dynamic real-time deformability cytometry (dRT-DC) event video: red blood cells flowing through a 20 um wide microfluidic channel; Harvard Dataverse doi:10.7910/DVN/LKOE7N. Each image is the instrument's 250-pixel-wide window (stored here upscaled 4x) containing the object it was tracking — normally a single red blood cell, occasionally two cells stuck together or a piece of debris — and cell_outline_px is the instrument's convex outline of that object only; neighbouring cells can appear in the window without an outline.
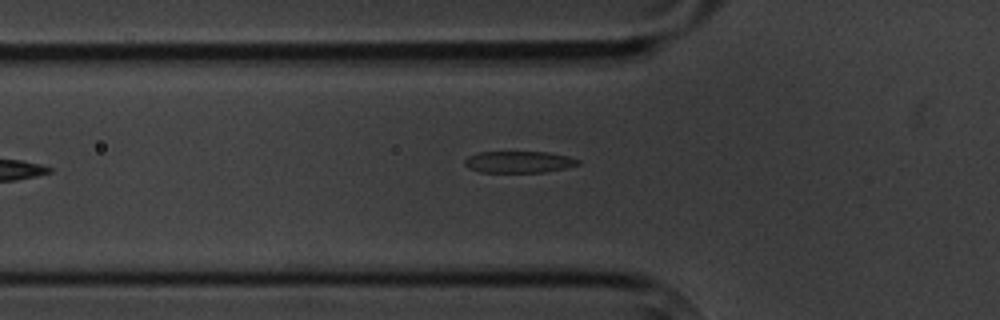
{"species": "common noctule bat (a hibernating species)", "species_latin": "Nyctalus noctula", "temperature_condition": "cold", "stored_images_in_passage": 6, "camera_frame_rate_fps": 3000, "um_per_image_px": 0.085, "animal": {"sex": "male", "body_mass_g": 20.1, "forearm_length_mm": 53.5}, "frame": {"image": 1, "passage_image": 6, "time_ms": 6.333, "image_size_px": [1000, 320], "cell_outline_px": [[580, 164], [564, 168], [544, 172], [480, 172], [468, 168], [464, 164], [464, 160], [468, 156], [480, 152], [548, 152], [568, 156], [580, 160]], "centroid_in_image_um": [44.09, 13.76], "position_along_channel_um": 81.7, "area_um2": 14.28}}